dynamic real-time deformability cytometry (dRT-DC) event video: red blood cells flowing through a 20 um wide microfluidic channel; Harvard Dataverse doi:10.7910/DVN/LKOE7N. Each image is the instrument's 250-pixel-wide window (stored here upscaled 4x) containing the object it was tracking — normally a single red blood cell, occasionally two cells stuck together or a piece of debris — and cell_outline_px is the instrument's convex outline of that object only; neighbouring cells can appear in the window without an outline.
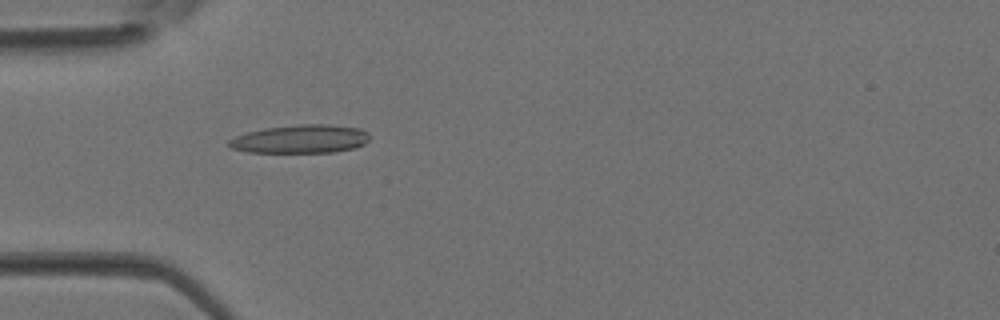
{"species": "Egyptian fruit bat (a non-hibernating species)", "species_latin": "Rousettus aegyptiacus", "temperature_condition": "room temperature", "stored_images_in_passage": 37, "camera_frame_rate_fps": 3000, "um_per_image_px": 0.085, "animal": {"sex": "female"}, "frame": {"image": 1, "passage_image": 8, "time_ms": 2.333, "image_size_px": [1000, 320], "cell_outline_px": [[368, 140], [364, 144], [356, 148], [332, 152], [248, 152], [232, 148], [228, 144], [228, 140], [236, 136], [248, 132], [264, 128], [300, 124], [328, 124], [360, 128], [368, 132]], "centroid_in_image_um": [25.56, 11.81], "position_along_channel_um": 59.4, "area_um2": 23.24}}
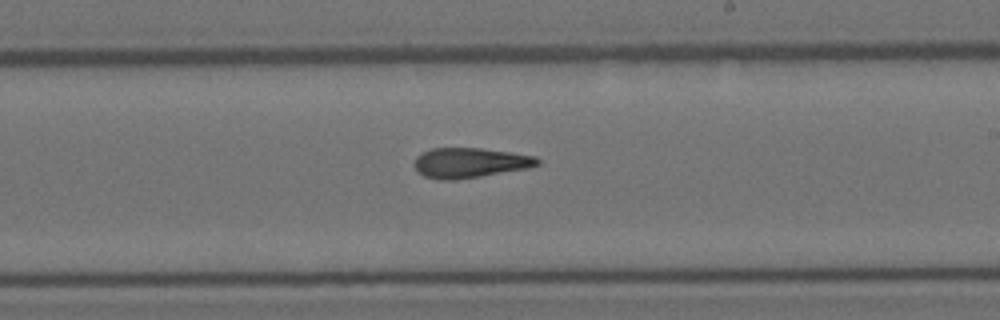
{"frame": {"image": 2, "passage_image": 20, "time_ms": 6.333, "image_size_px": [1000, 320], "cell_outline_px": [[540, 164], [528, 168], [456, 180], [440, 180], [424, 176], [416, 172], [412, 164], [416, 156], [432, 148], [480, 148], [512, 152], [536, 156], [540, 160]], "centroid_in_image_um": [39.91, 13.84], "position_along_channel_um": 249.1, "area_um2": 21.73}}
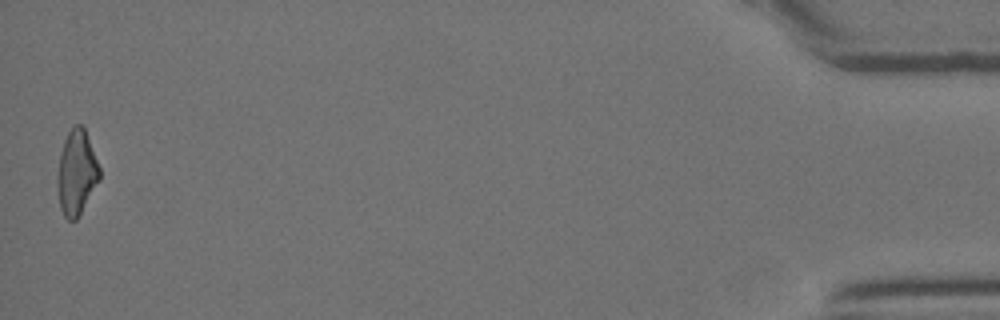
{"frame": {"image": 3, "passage_image": 37, "time_ms": 12.0, "image_size_px": [1000, 320], "cell_outline_px": [[100, 180], [76, 220], [68, 220], [64, 216], [60, 208], [56, 184], [56, 176], [60, 152], [64, 140], [68, 132], [76, 124], [84, 124], [100, 168]], "centroid_in_image_um": [6.5, 14.65], "position_along_channel_um": 428.7, "area_um2": 21.15}}